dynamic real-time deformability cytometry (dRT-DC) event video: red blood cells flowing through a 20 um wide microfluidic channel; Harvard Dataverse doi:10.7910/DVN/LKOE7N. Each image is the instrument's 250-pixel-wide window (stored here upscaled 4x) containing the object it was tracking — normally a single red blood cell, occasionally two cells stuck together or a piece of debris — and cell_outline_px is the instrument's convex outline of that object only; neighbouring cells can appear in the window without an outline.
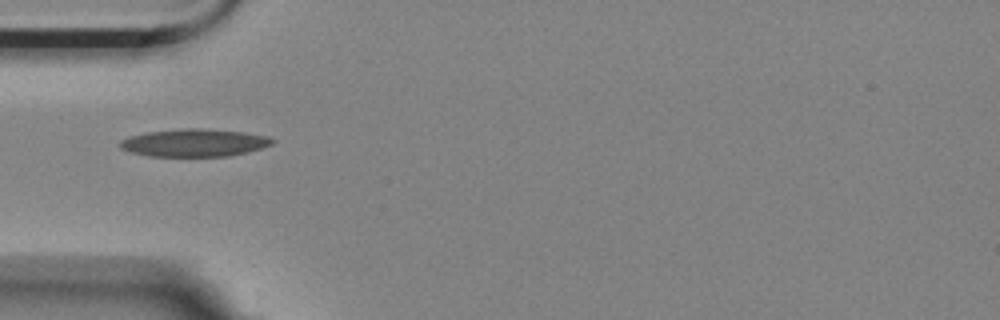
{"species": "Egyptian fruit bat (a non-hibernating species)", "species_latin": "Rousettus aegyptiacus", "temperature_condition": "room temperature", "stored_images_in_passage": 4, "camera_frame_rate_fps": 3000, "um_per_image_px": 0.085, "animal": {"sex": "female"}, "frame": {"image": 1, "passage_image": 1, "time_ms": 0.0, "image_size_px": [1000, 320], "cell_outline_px": [[276, 140], [272, 144], [248, 152], [228, 156], [148, 156], [132, 152], [120, 148], [120, 140], [128, 136], [148, 132], [184, 128], [200, 128], [244, 132], [268, 136]], "centroid_in_image_um": [16.52, 12.13], "position_along_channel_um": 68.5, "area_um2": 24.51}}
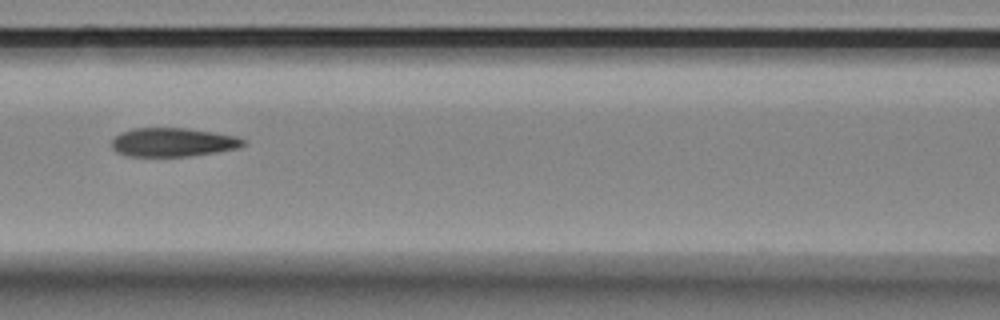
{"frame": {"image": 2, "passage_image": 3, "time_ms": 0.667, "image_size_px": [1000, 320], "cell_outline_px": [[244, 144], [240, 148], [216, 152], [188, 156], [128, 156], [116, 152], [112, 148], [112, 140], [120, 132], [132, 128], [184, 128], [212, 132], [236, 136], [244, 140]], "centroid_in_image_um": [14.67, 12.09], "position_along_channel_um": 151.9, "area_um2": 21.96}}
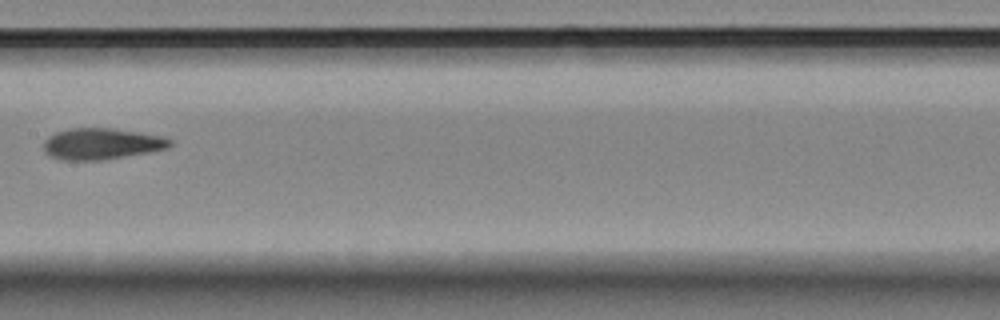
{"frame": {"image": 3, "passage_image": 4, "time_ms": 1.0, "image_size_px": [1000, 320], "cell_outline_px": [[172, 144], [168, 148], [148, 152], [100, 160], [64, 160], [48, 156], [44, 152], [44, 140], [48, 136], [56, 132], [68, 128], [112, 128], [164, 136], [172, 140]], "centroid_in_image_um": [8.61, 12.21], "position_along_channel_um": 198.8, "area_um2": 23.06}}